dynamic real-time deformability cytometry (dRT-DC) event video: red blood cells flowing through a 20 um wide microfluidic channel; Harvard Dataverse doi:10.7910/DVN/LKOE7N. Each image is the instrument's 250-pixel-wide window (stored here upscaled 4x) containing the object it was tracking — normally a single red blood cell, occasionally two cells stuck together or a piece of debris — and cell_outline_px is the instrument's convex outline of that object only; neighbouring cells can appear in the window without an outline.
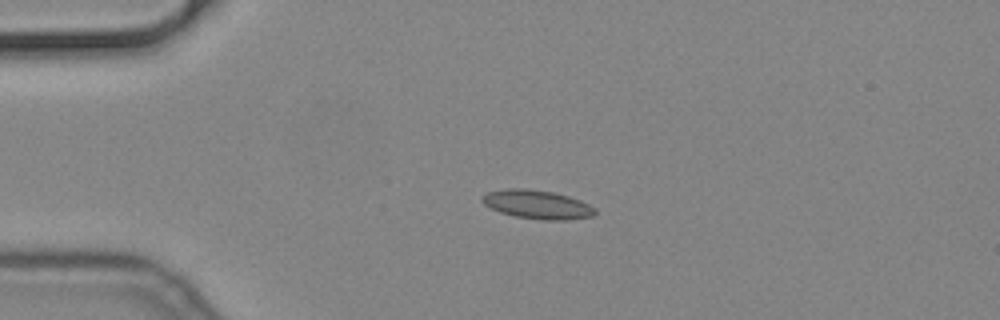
{"species": "common noctule bat (a hibernating species)", "species_latin": "Nyctalus noctula", "temperature_condition": "cold", "stored_images_in_passage": 44, "camera_frame_rate_fps": 3000, "um_per_image_px": 0.085, "animal": {"sex": "male", "body_mass_g": 19.2, "forearm_length_mm": 51.8}, "frame": {"image": 1, "passage_image": 1, "time_ms": 0.0, "image_size_px": [1000, 320], "cell_outline_px": [[596, 212], [592, 216], [564, 220], [544, 220], [516, 216], [500, 212], [484, 204], [480, 200], [480, 196], [488, 192], [504, 188], [524, 188], [552, 192], [568, 196], [580, 200], [596, 208]], "centroid_in_image_um": [45.64, 17.37], "position_along_channel_um": 39.4, "area_um2": 18.84}}
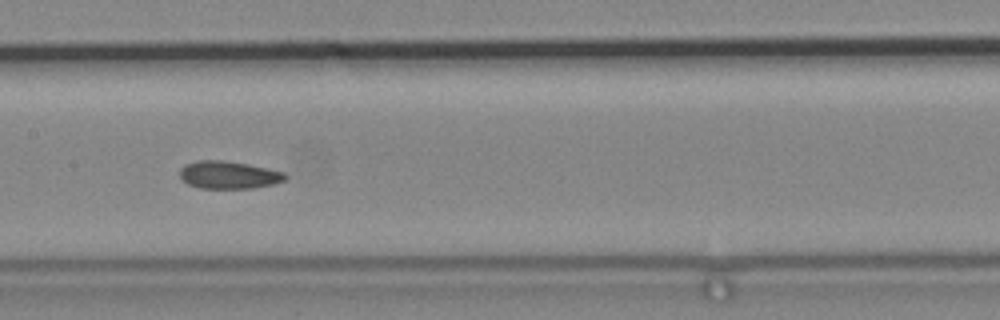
{"frame": {"image": 2, "passage_image": 16, "time_ms": 5.0, "image_size_px": [1000, 320], "cell_outline_px": [[288, 176], [284, 180], [272, 184], [252, 188], [200, 188], [188, 184], [180, 176], [180, 168], [184, 164], [196, 160], [224, 160], [248, 164], [268, 168], [284, 172]], "centroid_in_image_um": [19.42, 14.85], "position_along_channel_um": 188.0, "area_um2": 16.99}}
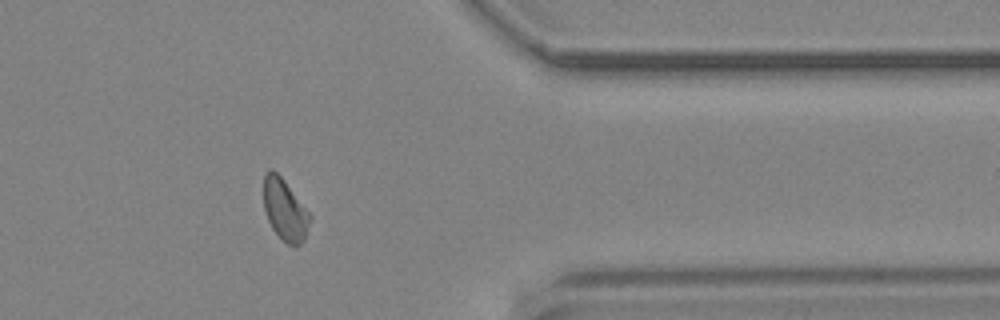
{"frame": {"image": 3, "passage_image": 34, "time_ms": 11.0, "image_size_px": [1000, 320], "cell_outline_px": [[312, 220], [304, 240], [300, 244], [288, 244], [272, 228], [268, 220], [264, 208], [264, 172], [268, 168], [272, 168], [284, 180], [312, 216]], "centroid_in_image_um": [24.22, 17.8], "position_along_channel_um": 387.2, "area_um2": 16.47}}